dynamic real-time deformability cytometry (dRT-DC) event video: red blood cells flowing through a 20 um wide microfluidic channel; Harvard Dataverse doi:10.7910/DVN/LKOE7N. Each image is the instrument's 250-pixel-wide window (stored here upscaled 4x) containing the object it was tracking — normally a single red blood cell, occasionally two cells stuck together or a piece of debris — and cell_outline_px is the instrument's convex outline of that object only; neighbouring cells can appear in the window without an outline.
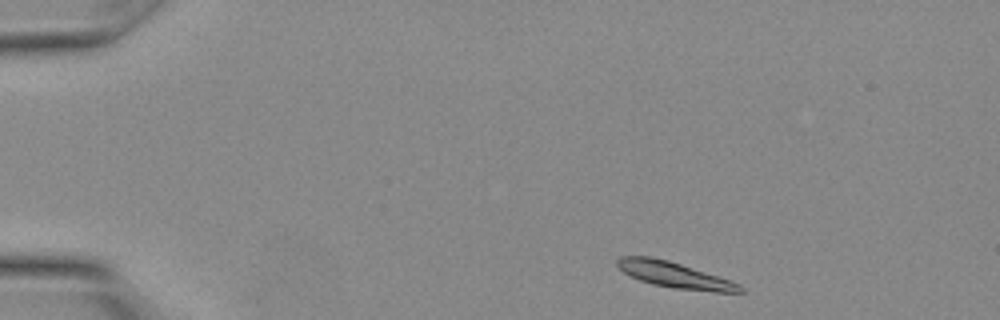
{"species": "Egyptian fruit bat (a non-hibernating species)", "species_latin": "Rousettus aegyptiacus", "temperature_condition": "warm", "stored_images_in_passage": 25, "camera_frame_rate_fps": 3000, "um_per_image_px": 0.085, "animal": {"sex": "female"}, "frame": {"image": 1, "passage_image": 1, "time_ms": 0.0, "image_size_px": [1000, 320], "cell_outline_px": [[744, 292], [716, 292], [676, 288], [652, 284], [640, 280], [624, 272], [616, 264], [616, 260], [620, 256], [652, 256], [668, 260], [740, 284], [744, 288]], "centroid_in_image_um": [57.31, 23.36], "position_along_channel_um": 27.7, "area_um2": 18.09}}
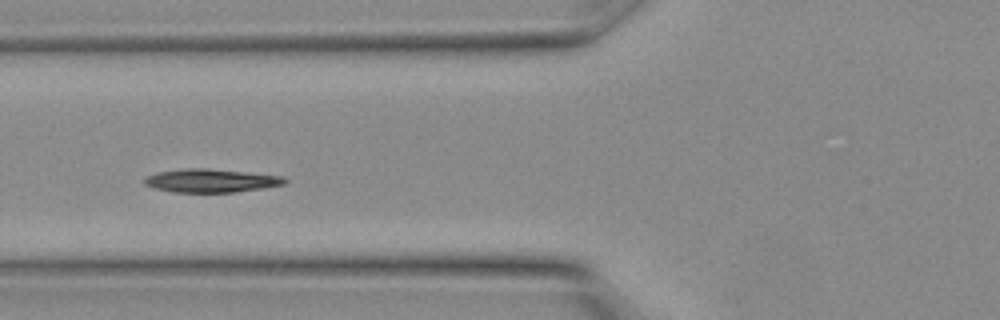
{"frame": {"image": 2, "passage_image": 8, "time_ms": 2.333, "image_size_px": [1000, 320], "cell_outline_px": [[288, 180], [284, 184], [264, 188], [232, 192], [172, 192], [156, 188], [144, 184], [144, 180], [148, 176], [156, 172], [188, 168], [208, 168], [280, 176]], "centroid_in_image_um": [17.91, 15.35], "position_along_channel_um": 107.9, "area_um2": 18.84}}
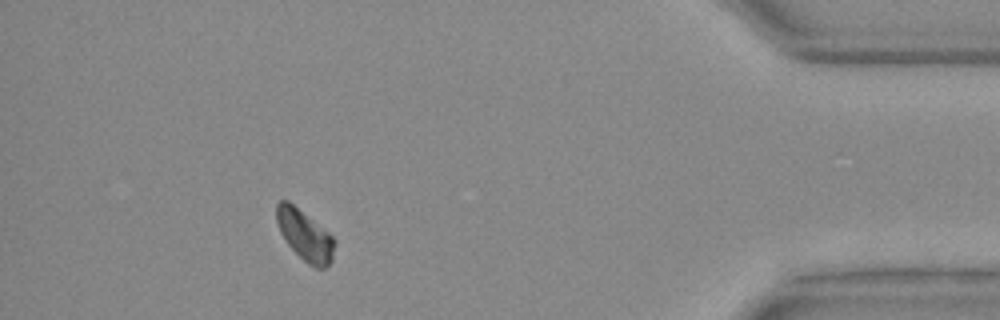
{"frame": {"image": 3, "passage_image": 23, "time_ms": 7.333, "image_size_px": [1000, 320], "cell_outline_px": [[336, 244], [332, 260], [324, 268], [316, 268], [308, 264], [288, 244], [280, 232], [276, 220], [276, 204], [280, 200], [288, 200], [324, 228], [336, 240]], "centroid_in_image_um": [25.92, 19.98], "position_along_channel_um": 409.3, "area_um2": 17.05}}